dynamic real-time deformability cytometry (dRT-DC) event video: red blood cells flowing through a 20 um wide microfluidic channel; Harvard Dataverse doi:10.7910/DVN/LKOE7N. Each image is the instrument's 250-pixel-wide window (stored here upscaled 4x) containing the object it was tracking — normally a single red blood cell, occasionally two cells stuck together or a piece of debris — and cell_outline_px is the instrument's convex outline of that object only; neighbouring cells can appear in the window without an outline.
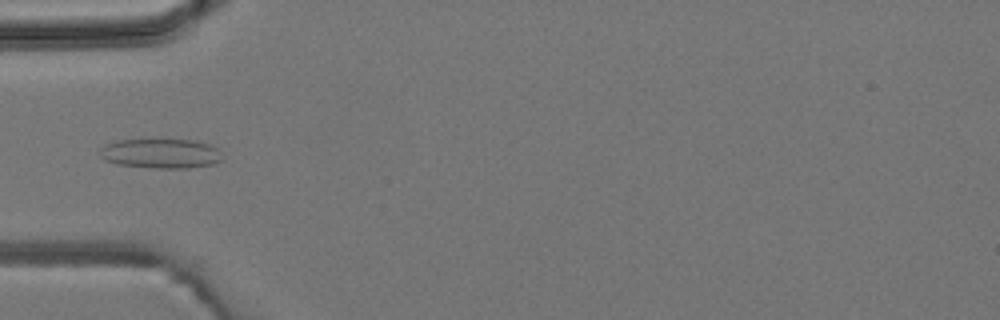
{"species": "common noctule bat (a hibernating species)", "species_latin": "Nyctalus noctula", "temperature_condition": "room temperature", "stored_images_in_passage": 4, "camera_frame_rate_fps": 3000, "um_per_image_px": 0.085, "animal": {"sex": "male", "body_mass_g": 19.2, "forearm_length_mm": 51.8}, "frame": {"image": 1, "passage_image": 2, "time_ms": 1.0, "image_size_px": [1000, 320], "cell_outline_px": [[224, 160], [216, 164], [188, 168], [156, 168], [120, 164], [104, 160], [100, 156], [100, 148], [104, 144], [116, 140], [192, 140], [208, 144], [216, 148]], "centroid_in_image_um": [13.67, 13.05], "position_along_channel_um": 71.3, "area_um2": 21.1}}
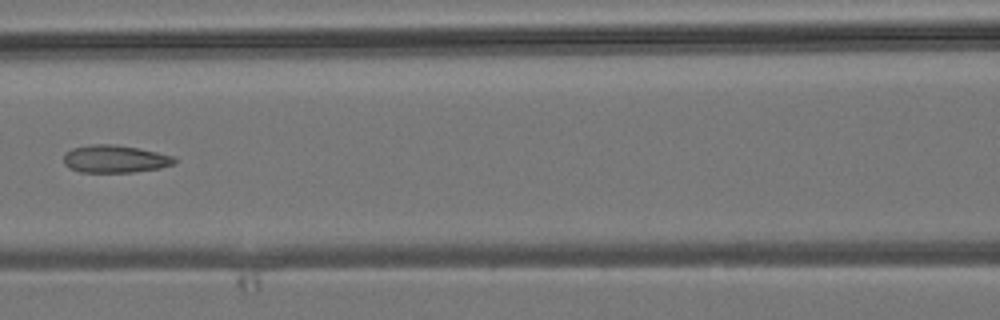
{"frame": {"image": 2, "passage_image": 4, "time_ms": 3.0, "image_size_px": [1000, 320], "cell_outline_px": [[176, 160], [172, 164], [160, 168], [132, 172], [80, 172], [68, 168], [64, 164], [64, 152], [72, 148], [92, 144], [112, 144], [136, 148], [156, 152], [172, 156]], "centroid_in_image_um": [9.7, 13.51], "position_along_channel_um": 156.9, "area_um2": 17.69}}